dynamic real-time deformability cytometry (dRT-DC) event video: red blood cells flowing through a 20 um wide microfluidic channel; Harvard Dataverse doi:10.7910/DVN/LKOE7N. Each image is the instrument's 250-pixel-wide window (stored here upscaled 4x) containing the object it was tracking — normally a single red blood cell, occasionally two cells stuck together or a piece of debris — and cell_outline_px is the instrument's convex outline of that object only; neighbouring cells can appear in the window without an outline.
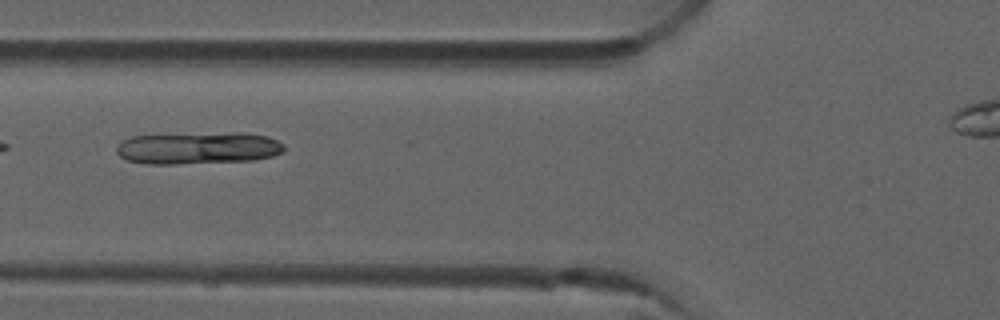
{"species": "common noctule bat (a hibernating species)", "species_latin": "Nyctalus noctula", "temperature_condition": "room temperature", "stored_images_in_passage": 4, "segment_of_instrument_passage": [1, 2], "camera_frame_rate_fps": 3000, "um_per_image_px": 0.085, "animal": {"sex": "male", "forearm_length_mm": 52.5}, "frame": {"image": 1, "passage_image": 3, "time_ms": 0.667, "image_size_px": [1000, 320], "cell_outline_px": [[284, 152], [272, 156], [252, 160], [176, 164], [148, 164], [128, 160], [120, 156], [116, 152], [116, 144], [132, 136], [232, 132], [244, 132], [268, 136], [284, 144]], "centroid_in_image_um": [16.86, 12.58], "position_along_channel_um": 108.9, "area_um2": 31.44}}